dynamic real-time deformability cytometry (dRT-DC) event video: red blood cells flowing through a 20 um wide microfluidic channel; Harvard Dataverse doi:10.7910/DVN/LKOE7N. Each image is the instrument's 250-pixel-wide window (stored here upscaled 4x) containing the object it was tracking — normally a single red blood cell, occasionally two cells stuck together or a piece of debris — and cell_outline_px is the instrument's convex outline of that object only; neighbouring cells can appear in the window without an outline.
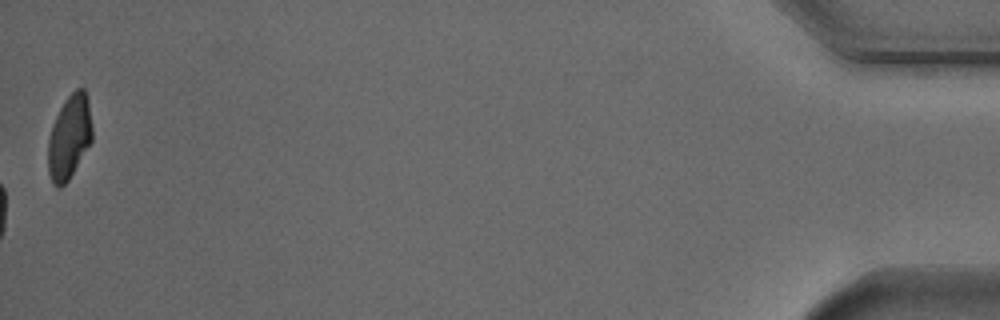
{"species": "Egyptian fruit bat (a non-hibernating species)", "species_latin": "Rousettus aegyptiacus", "temperature_condition": "cold", "stored_images_in_passage": 48, "camera_frame_rate_fps": 3000, "um_per_image_px": 0.085, "animal": {"sex": "male"}, "frame": {"image": 1, "passage_image": 48, "time_ms": 15.667, "image_size_px": [1000, 320], "cell_outline_px": [[92, 140], [68, 180], [60, 188], [56, 188], [52, 184], [48, 172], [48, 140], [52, 124], [64, 100], [76, 88], [84, 88], [88, 96], [92, 124]], "centroid_in_image_um": [5.89, 11.64], "position_along_channel_um": 429.3, "area_um2": 21.73}, "authors_computed_cell_mechanics": {"area_um2": 20.808, "velocity_mm_per_s": 3.7083, "shape_relaxation_time_tau1_ms": 3.2919, "shape_relaxation_time_tau2_ms": null, "deformation_change_tau1": 0.1075, "deformation_change_tau2": null}}